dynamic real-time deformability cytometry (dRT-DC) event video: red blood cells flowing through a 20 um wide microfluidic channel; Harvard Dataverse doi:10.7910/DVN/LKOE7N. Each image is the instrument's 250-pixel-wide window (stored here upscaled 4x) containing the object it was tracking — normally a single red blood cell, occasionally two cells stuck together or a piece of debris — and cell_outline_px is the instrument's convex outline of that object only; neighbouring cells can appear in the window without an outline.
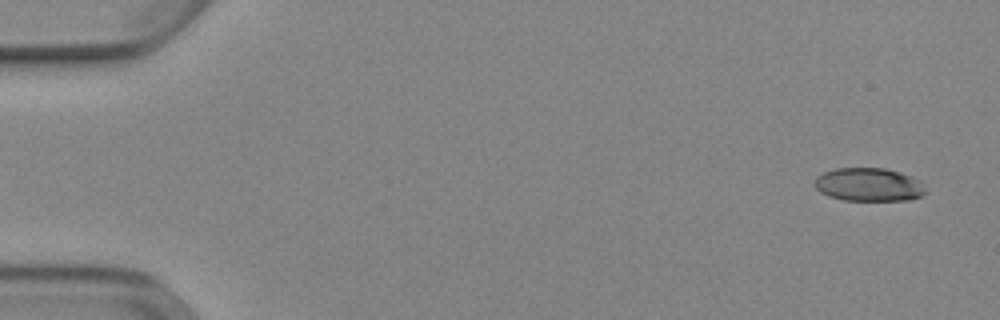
{"species": "Egyptian fruit bat (a non-hibernating species)", "species_latin": "Rousettus aegyptiacus", "temperature_condition": "cold", "stored_images_in_passage": 51, "camera_frame_rate_fps": 3000, "um_per_image_px": 0.085, "animal": {"sex": "female"}, "frame": {"image": 1, "passage_image": 2, "time_ms": 0.333, "image_size_px": [1000, 320], "cell_outline_px": [[924, 192], [920, 196], [908, 200], [844, 200], [828, 196], [820, 192], [812, 184], [816, 176], [824, 172], [836, 168], [884, 168], [900, 172], [912, 176], [916, 180]], "centroid_in_image_um": [73.74, 15.68], "position_along_channel_um": 11.3, "area_um2": 21.33}}
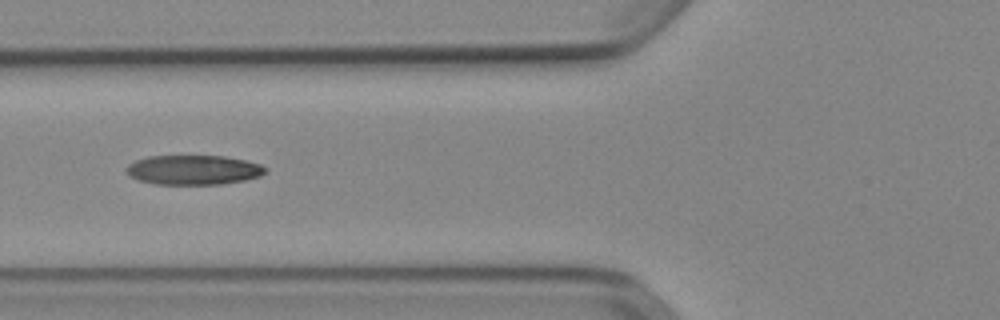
{"frame": {"image": 2, "passage_image": 20, "time_ms": 6.333, "image_size_px": [1000, 320], "cell_outline_px": [[268, 168], [260, 176], [244, 180], [220, 184], [156, 184], [140, 180], [124, 172], [124, 168], [128, 164], [136, 160], [148, 156], [224, 156], [244, 160], [260, 164]], "centroid_in_image_um": [16.42, 14.43], "position_along_channel_um": 109.4, "area_um2": 23.87}}
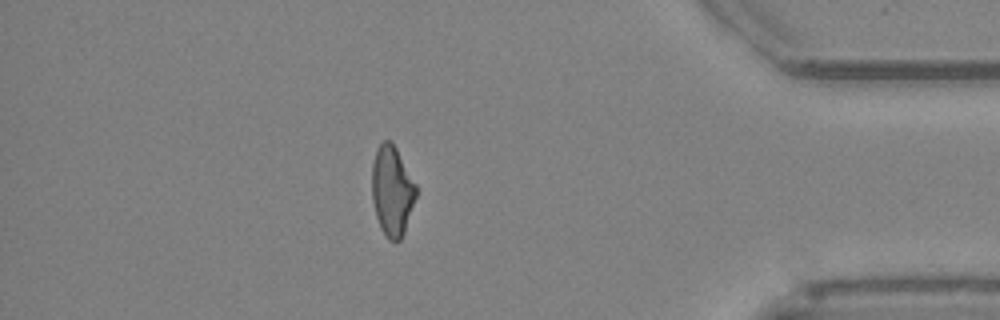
{"frame": {"image": 3, "passage_image": 45, "time_ms": 14.667, "image_size_px": [1000, 320], "cell_outline_px": [[416, 196], [404, 232], [400, 240], [396, 244], [388, 240], [380, 228], [376, 216], [372, 200], [372, 164], [376, 148], [384, 140], [392, 140], [416, 184]], "centroid_in_image_um": [33.31, 16.23], "position_along_channel_um": 401.9, "area_um2": 23.29}, "authors_computed_cell_mechanics": {"area_um2": 23.4668, "velocity_mm_per_s": 3.9412, "shape_relaxation_time_tau1_ms": 9.6655, "shape_relaxation_time_tau2_ms": 3.2926, "deformation_change_tau1": 0.215, "deformation_change_tau2": 0.1119}}